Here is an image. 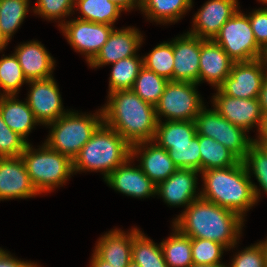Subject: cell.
<instances>
[{
    "label": "cell",
    "mask_w": 267,
    "mask_h": 267,
    "mask_svg": "<svg viewBox=\"0 0 267 267\" xmlns=\"http://www.w3.org/2000/svg\"><path fill=\"white\" fill-rule=\"evenodd\" d=\"M28 144L21 136L12 131L0 114V157H17Z\"/></svg>",
    "instance_id": "obj_39"
},
{
    "label": "cell",
    "mask_w": 267,
    "mask_h": 267,
    "mask_svg": "<svg viewBox=\"0 0 267 267\" xmlns=\"http://www.w3.org/2000/svg\"><path fill=\"white\" fill-rule=\"evenodd\" d=\"M258 101L260 103L261 111L264 114H267V77L262 83L261 90L258 94Z\"/></svg>",
    "instance_id": "obj_45"
},
{
    "label": "cell",
    "mask_w": 267,
    "mask_h": 267,
    "mask_svg": "<svg viewBox=\"0 0 267 267\" xmlns=\"http://www.w3.org/2000/svg\"><path fill=\"white\" fill-rule=\"evenodd\" d=\"M256 145L260 146L267 153V144H256Z\"/></svg>",
    "instance_id": "obj_51"
},
{
    "label": "cell",
    "mask_w": 267,
    "mask_h": 267,
    "mask_svg": "<svg viewBox=\"0 0 267 267\" xmlns=\"http://www.w3.org/2000/svg\"><path fill=\"white\" fill-rule=\"evenodd\" d=\"M190 267H227L224 264H211V265H197L193 264Z\"/></svg>",
    "instance_id": "obj_49"
},
{
    "label": "cell",
    "mask_w": 267,
    "mask_h": 267,
    "mask_svg": "<svg viewBox=\"0 0 267 267\" xmlns=\"http://www.w3.org/2000/svg\"><path fill=\"white\" fill-rule=\"evenodd\" d=\"M192 0H140V9L158 23H175L192 8Z\"/></svg>",
    "instance_id": "obj_25"
},
{
    "label": "cell",
    "mask_w": 267,
    "mask_h": 267,
    "mask_svg": "<svg viewBox=\"0 0 267 267\" xmlns=\"http://www.w3.org/2000/svg\"><path fill=\"white\" fill-rule=\"evenodd\" d=\"M264 250L265 253V266L267 267V239L265 241L259 242Z\"/></svg>",
    "instance_id": "obj_48"
},
{
    "label": "cell",
    "mask_w": 267,
    "mask_h": 267,
    "mask_svg": "<svg viewBox=\"0 0 267 267\" xmlns=\"http://www.w3.org/2000/svg\"><path fill=\"white\" fill-rule=\"evenodd\" d=\"M198 173L200 172L192 169H177L156 186V195H160L171 206L186 205L187 208L201 197L200 193L196 194Z\"/></svg>",
    "instance_id": "obj_18"
},
{
    "label": "cell",
    "mask_w": 267,
    "mask_h": 267,
    "mask_svg": "<svg viewBox=\"0 0 267 267\" xmlns=\"http://www.w3.org/2000/svg\"><path fill=\"white\" fill-rule=\"evenodd\" d=\"M21 157L30 181L39 195L50 192L59 185L63 186L73 174V161L51 149L46 143L37 150L28 143Z\"/></svg>",
    "instance_id": "obj_5"
},
{
    "label": "cell",
    "mask_w": 267,
    "mask_h": 267,
    "mask_svg": "<svg viewBox=\"0 0 267 267\" xmlns=\"http://www.w3.org/2000/svg\"><path fill=\"white\" fill-rule=\"evenodd\" d=\"M28 84L31 88L26 102L38 123L46 126L67 113L63 109L59 88L53 76L31 80Z\"/></svg>",
    "instance_id": "obj_12"
},
{
    "label": "cell",
    "mask_w": 267,
    "mask_h": 267,
    "mask_svg": "<svg viewBox=\"0 0 267 267\" xmlns=\"http://www.w3.org/2000/svg\"><path fill=\"white\" fill-rule=\"evenodd\" d=\"M173 229L174 233L160 243L164 260L169 267H190L193 265L191 238L176 227Z\"/></svg>",
    "instance_id": "obj_29"
},
{
    "label": "cell",
    "mask_w": 267,
    "mask_h": 267,
    "mask_svg": "<svg viewBox=\"0 0 267 267\" xmlns=\"http://www.w3.org/2000/svg\"><path fill=\"white\" fill-rule=\"evenodd\" d=\"M28 83L15 54L0 59V89L4 96L18 94L20 87Z\"/></svg>",
    "instance_id": "obj_35"
},
{
    "label": "cell",
    "mask_w": 267,
    "mask_h": 267,
    "mask_svg": "<svg viewBox=\"0 0 267 267\" xmlns=\"http://www.w3.org/2000/svg\"><path fill=\"white\" fill-rule=\"evenodd\" d=\"M4 97V94L0 93V100Z\"/></svg>",
    "instance_id": "obj_54"
},
{
    "label": "cell",
    "mask_w": 267,
    "mask_h": 267,
    "mask_svg": "<svg viewBox=\"0 0 267 267\" xmlns=\"http://www.w3.org/2000/svg\"><path fill=\"white\" fill-rule=\"evenodd\" d=\"M129 158L125 163L118 166L106 178L105 182L120 193L134 198H148L156 195V185L138 167L130 166Z\"/></svg>",
    "instance_id": "obj_19"
},
{
    "label": "cell",
    "mask_w": 267,
    "mask_h": 267,
    "mask_svg": "<svg viewBox=\"0 0 267 267\" xmlns=\"http://www.w3.org/2000/svg\"><path fill=\"white\" fill-rule=\"evenodd\" d=\"M69 44L77 52L84 54L89 63L108 41L113 31L112 25L73 19L59 24Z\"/></svg>",
    "instance_id": "obj_11"
},
{
    "label": "cell",
    "mask_w": 267,
    "mask_h": 267,
    "mask_svg": "<svg viewBox=\"0 0 267 267\" xmlns=\"http://www.w3.org/2000/svg\"><path fill=\"white\" fill-rule=\"evenodd\" d=\"M131 259L140 267H169L164 260L161 245H156L137 228H133Z\"/></svg>",
    "instance_id": "obj_28"
},
{
    "label": "cell",
    "mask_w": 267,
    "mask_h": 267,
    "mask_svg": "<svg viewBox=\"0 0 267 267\" xmlns=\"http://www.w3.org/2000/svg\"><path fill=\"white\" fill-rule=\"evenodd\" d=\"M201 38L185 33L173 40V81L199 84Z\"/></svg>",
    "instance_id": "obj_17"
},
{
    "label": "cell",
    "mask_w": 267,
    "mask_h": 267,
    "mask_svg": "<svg viewBox=\"0 0 267 267\" xmlns=\"http://www.w3.org/2000/svg\"><path fill=\"white\" fill-rule=\"evenodd\" d=\"M133 228L126 232L114 229L99 238L94 252L114 267H127L131 259Z\"/></svg>",
    "instance_id": "obj_23"
},
{
    "label": "cell",
    "mask_w": 267,
    "mask_h": 267,
    "mask_svg": "<svg viewBox=\"0 0 267 267\" xmlns=\"http://www.w3.org/2000/svg\"><path fill=\"white\" fill-rule=\"evenodd\" d=\"M143 36L136 28L113 29L108 41L98 54L88 63L93 68L113 64L119 60L135 56L143 42Z\"/></svg>",
    "instance_id": "obj_16"
},
{
    "label": "cell",
    "mask_w": 267,
    "mask_h": 267,
    "mask_svg": "<svg viewBox=\"0 0 267 267\" xmlns=\"http://www.w3.org/2000/svg\"><path fill=\"white\" fill-rule=\"evenodd\" d=\"M115 3L122 11H128L133 8L139 7L140 9V0H110Z\"/></svg>",
    "instance_id": "obj_46"
},
{
    "label": "cell",
    "mask_w": 267,
    "mask_h": 267,
    "mask_svg": "<svg viewBox=\"0 0 267 267\" xmlns=\"http://www.w3.org/2000/svg\"><path fill=\"white\" fill-rule=\"evenodd\" d=\"M197 135L195 121H158L153 141L166 149L171 144L191 143L192 138Z\"/></svg>",
    "instance_id": "obj_26"
},
{
    "label": "cell",
    "mask_w": 267,
    "mask_h": 267,
    "mask_svg": "<svg viewBox=\"0 0 267 267\" xmlns=\"http://www.w3.org/2000/svg\"><path fill=\"white\" fill-rule=\"evenodd\" d=\"M91 264L90 267H114L108 262L102 260L95 252L93 253V256L91 258Z\"/></svg>",
    "instance_id": "obj_47"
},
{
    "label": "cell",
    "mask_w": 267,
    "mask_h": 267,
    "mask_svg": "<svg viewBox=\"0 0 267 267\" xmlns=\"http://www.w3.org/2000/svg\"><path fill=\"white\" fill-rule=\"evenodd\" d=\"M111 65L113 67L109 79V93L117 90L132 89L138 73L143 67V59L135 55Z\"/></svg>",
    "instance_id": "obj_32"
},
{
    "label": "cell",
    "mask_w": 267,
    "mask_h": 267,
    "mask_svg": "<svg viewBox=\"0 0 267 267\" xmlns=\"http://www.w3.org/2000/svg\"><path fill=\"white\" fill-rule=\"evenodd\" d=\"M224 250H226V248L220 243L207 239L191 238V255L193 264H223L220 262V258L222 257Z\"/></svg>",
    "instance_id": "obj_37"
},
{
    "label": "cell",
    "mask_w": 267,
    "mask_h": 267,
    "mask_svg": "<svg viewBox=\"0 0 267 267\" xmlns=\"http://www.w3.org/2000/svg\"><path fill=\"white\" fill-rule=\"evenodd\" d=\"M143 66L168 81H173V40L157 45L148 55L142 57Z\"/></svg>",
    "instance_id": "obj_34"
},
{
    "label": "cell",
    "mask_w": 267,
    "mask_h": 267,
    "mask_svg": "<svg viewBox=\"0 0 267 267\" xmlns=\"http://www.w3.org/2000/svg\"><path fill=\"white\" fill-rule=\"evenodd\" d=\"M8 45V43L2 38L1 33H0V51L5 49V47Z\"/></svg>",
    "instance_id": "obj_50"
},
{
    "label": "cell",
    "mask_w": 267,
    "mask_h": 267,
    "mask_svg": "<svg viewBox=\"0 0 267 267\" xmlns=\"http://www.w3.org/2000/svg\"><path fill=\"white\" fill-rule=\"evenodd\" d=\"M243 222L237 213L200 197L172 223L190 238L211 240L230 250L238 243Z\"/></svg>",
    "instance_id": "obj_1"
},
{
    "label": "cell",
    "mask_w": 267,
    "mask_h": 267,
    "mask_svg": "<svg viewBox=\"0 0 267 267\" xmlns=\"http://www.w3.org/2000/svg\"><path fill=\"white\" fill-rule=\"evenodd\" d=\"M258 132V140L253 139L254 144H267V114L263 115Z\"/></svg>",
    "instance_id": "obj_44"
},
{
    "label": "cell",
    "mask_w": 267,
    "mask_h": 267,
    "mask_svg": "<svg viewBox=\"0 0 267 267\" xmlns=\"http://www.w3.org/2000/svg\"><path fill=\"white\" fill-rule=\"evenodd\" d=\"M15 97L4 96L0 100V114L8 127L27 142L26 136L39 123L27 102L18 101Z\"/></svg>",
    "instance_id": "obj_24"
},
{
    "label": "cell",
    "mask_w": 267,
    "mask_h": 267,
    "mask_svg": "<svg viewBox=\"0 0 267 267\" xmlns=\"http://www.w3.org/2000/svg\"><path fill=\"white\" fill-rule=\"evenodd\" d=\"M233 63L220 45L213 40L201 39L199 83L206 80L218 88L230 75Z\"/></svg>",
    "instance_id": "obj_21"
},
{
    "label": "cell",
    "mask_w": 267,
    "mask_h": 267,
    "mask_svg": "<svg viewBox=\"0 0 267 267\" xmlns=\"http://www.w3.org/2000/svg\"><path fill=\"white\" fill-rule=\"evenodd\" d=\"M266 77L267 61L265 57L251 61L234 62L230 75L218 89L229 97L258 98Z\"/></svg>",
    "instance_id": "obj_10"
},
{
    "label": "cell",
    "mask_w": 267,
    "mask_h": 267,
    "mask_svg": "<svg viewBox=\"0 0 267 267\" xmlns=\"http://www.w3.org/2000/svg\"><path fill=\"white\" fill-rule=\"evenodd\" d=\"M75 0H37L33 12L47 20H56L74 12Z\"/></svg>",
    "instance_id": "obj_40"
},
{
    "label": "cell",
    "mask_w": 267,
    "mask_h": 267,
    "mask_svg": "<svg viewBox=\"0 0 267 267\" xmlns=\"http://www.w3.org/2000/svg\"><path fill=\"white\" fill-rule=\"evenodd\" d=\"M214 109L230 123L247 132L255 125L259 129L263 113L257 98H235L223 94L218 88L213 96Z\"/></svg>",
    "instance_id": "obj_13"
},
{
    "label": "cell",
    "mask_w": 267,
    "mask_h": 267,
    "mask_svg": "<svg viewBox=\"0 0 267 267\" xmlns=\"http://www.w3.org/2000/svg\"><path fill=\"white\" fill-rule=\"evenodd\" d=\"M0 267H39L35 263L24 262L14 258L6 250L0 251Z\"/></svg>",
    "instance_id": "obj_43"
},
{
    "label": "cell",
    "mask_w": 267,
    "mask_h": 267,
    "mask_svg": "<svg viewBox=\"0 0 267 267\" xmlns=\"http://www.w3.org/2000/svg\"><path fill=\"white\" fill-rule=\"evenodd\" d=\"M196 132L223 144L241 161L246 157L253 139L246 135V130L230 123L215 109L204 107L195 117Z\"/></svg>",
    "instance_id": "obj_9"
},
{
    "label": "cell",
    "mask_w": 267,
    "mask_h": 267,
    "mask_svg": "<svg viewBox=\"0 0 267 267\" xmlns=\"http://www.w3.org/2000/svg\"><path fill=\"white\" fill-rule=\"evenodd\" d=\"M38 195L21 156L0 157V200Z\"/></svg>",
    "instance_id": "obj_15"
},
{
    "label": "cell",
    "mask_w": 267,
    "mask_h": 267,
    "mask_svg": "<svg viewBox=\"0 0 267 267\" xmlns=\"http://www.w3.org/2000/svg\"><path fill=\"white\" fill-rule=\"evenodd\" d=\"M213 41L223 48L233 62L264 58L266 54L255 40L249 17L239 9L222 25Z\"/></svg>",
    "instance_id": "obj_7"
},
{
    "label": "cell",
    "mask_w": 267,
    "mask_h": 267,
    "mask_svg": "<svg viewBox=\"0 0 267 267\" xmlns=\"http://www.w3.org/2000/svg\"><path fill=\"white\" fill-rule=\"evenodd\" d=\"M204 180L201 198L225 207L243 218L260 196L246 167L240 161L237 165L225 168H213L200 172Z\"/></svg>",
    "instance_id": "obj_3"
},
{
    "label": "cell",
    "mask_w": 267,
    "mask_h": 267,
    "mask_svg": "<svg viewBox=\"0 0 267 267\" xmlns=\"http://www.w3.org/2000/svg\"><path fill=\"white\" fill-rule=\"evenodd\" d=\"M260 2H262V4H266L267 5V0H258Z\"/></svg>",
    "instance_id": "obj_53"
},
{
    "label": "cell",
    "mask_w": 267,
    "mask_h": 267,
    "mask_svg": "<svg viewBox=\"0 0 267 267\" xmlns=\"http://www.w3.org/2000/svg\"><path fill=\"white\" fill-rule=\"evenodd\" d=\"M201 172L213 168H225L237 165L241 160L223 144L199 135Z\"/></svg>",
    "instance_id": "obj_27"
},
{
    "label": "cell",
    "mask_w": 267,
    "mask_h": 267,
    "mask_svg": "<svg viewBox=\"0 0 267 267\" xmlns=\"http://www.w3.org/2000/svg\"><path fill=\"white\" fill-rule=\"evenodd\" d=\"M168 82L167 79L158 76L155 72L143 66L138 73L132 90L143 101L155 106L159 102Z\"/></svg>",
    "instance_id": "obj_33"
},
{
    "label": "cell",
    "mask_w": 267,
    "mask_h": 267,
    "mask_svg": "<svg viewBox=\"0 0 267 267\" xmlns=\"http://www.w3.org/2000/svg\"><path fill=\"white\" fill-rule=\"evenodd\" d=\"M127 267H140V266L131 261Z\"/></svg>",
    "instance_id": "obj_52"
},
{
    "label": "cell",
    "mask_w": 267,
    "mask_h": 267,
    "mask_svg": "<svg viewBox=\"0 0 267 267\" xmlns=\"http://www.w3.org/2000/svg\"><path fill=\"white\" fill-rule=\"evenodd\" d=\"M168 153L178 169H192L201 172L199 134L192 138L191 143L171 144Z\"/></svg>",
    "instance_id": "obj_36"
},
{
    "label": "cell",
    "mask_w": 267,
    "mask_h": 267,
    "mask_svg": "<svg viewBox=\"0 0 267 267\" xmlns=\"http://www.w3.org/2000/svg\"><path fill=\"white\" fill-rule=\"evenodd\" d=\"M242 162L248 175L251 177L252 171L262 190L267 193V153L260 146L253 144Z\"/></svg>",
    "instance_id": "obj_38"
},
{
    "label": "cell",
    "mask_w": 267,
    "mask_h": 267,
    "mask_svg": "<svg viewBox=\"0 0 267 267\" xmlns=\"http://www.w3.org/2000/svg\"><path fill=\"white\" fill-rule=\"evenodd\" d=\"M154 143V141H146L131 145V157L141 156L139 167L157 186L172 175L178 168L170 158L168 151Z\"/></svg>",
    "instance_id": "obj_20"
},
{
    "label": "cell",
    "mask_w": 267,
    "mask_h": 267,
    "mask_svg": "<svg viewBox=\"0 0 267 267\" xmlns=\"http://www.w3.org/2000/svg\"><path fill=\"white\" fill-rule=\"evenodd\" d=\"M227 267H266L265 253L260 243L251 245L238 252Z\"/></svg>",
    "instance_id": "obj_41"
},
{
    "label": "cell",
    "mask_w": 267,
    "mask_h": 267,
    "mask_svg": "<svg viewBox=\"0 0 267 267\" xmlns=\"http://www.w3.org/2000/svg\"><path fill=\"white\" fill-rule=\"evenodd\" d=\"M198 84L192 82L169 81L155 105L157 120L164 116L167 121H194L197 114L205 107Z\"/></svg>",
    "instance_id": "obj_8"
},
{
    "label": "cell",
    "mask_w": 267,
    "mask_h": 267,
    "mask_svg": "<svg viewBox=\"0 0 267 267\" xmlns=\"http://www.w3.org/2000/svg\"><path fill=\"white\" fill-rule=\"evenodd\" d=\"M237 0H208L194 15L190 35L213 40L223 24L238 10Z\"/></svg>",
    "instance_id": "obj_14"
},
{
    "label": "cell",
    "mask_w": 267,
    "mask_h": 267,
    "mask_svg": "<svg viewBox=\"0 0 267 267\" xmlns=\"http://www.w3.org/2000/svg\"><path fill=\"white\" fill-rule=\"evenodd\" d=\"M29 0H0V33L8 43L29 11Z\"/></svg>",
    "instance_id": "obj_31"
},
{
    "label": "cell",
    "mask_w": 267,
    "mask_h": 267,
    "mask_svg": "<svg viewBox=\"0 0 267 267\" xmlns=\"http://www.w3.org/2000/svg\"><path fill=\"white\" fill-rule=\"evenodd\" d=\"M248 17L257 44L267 52V8H259Z\"/></svg>",
    "instance_id": "obj_42"
},
{
    "label": "cell",
    "mask_w": 267,
    "mask_h": 267,
    "mask_svg": "<svg viewBox=\"0 0 267 267\" xmlns=\"http://www.w3.org/2000/svg\"><path fill=\"white\" fill-rule=\"evenodd\" d=\"M131 158V145L115 130L102 123L73 159V173L100 171L105 179Z\"/></svg>",
    "instance_id": "obj_4"
},
{
    "label": "cell",
    "mask_w": 267,
    "mask_h": 267,
    "mask_svg": "<svg viewBox=\"0 0 267 267\" xmlns=\"http://www.w3.org/2000/svg\"><path fill=\"white\" fill-rule=\"evenodd\" d=\"M82 17L77 19L101 24L112 25L119 18L122 10L110 0H75Z\"/></svg>",
    "instance_id": "obj_30"
},
{
    "label": "cell",
    "mask_w": 267,
    "mask_h": 267,
    "mask_svg": "<svg viewBox=\"0 0 267 267\" xmlns=\"http://www.w3.org/2000/svg\"><path fill=\"white\" fill-rule=\"evenodd\" d=\"M14 54L27 81L52 77L55 60L41 42L30 41L20 44Z\"/></svg>",
    "instance_id": "obj_22"
},
{
    "label": "cell",
    "mask_w": 267,
    "mask_h": 267,
    "mask_svg": "<svg viewBox=\"0 0 267 267\" xmlns=\"http://www.w3.org/2000/svg\"><path fill=\"white\" fill-rule=\"evenodd\" d=\"M108 98L102 108L106 126L130 145L153 141L158 123L154 105L143 101L132 89L111 92Z\"/></svg>",
    "instance_id": "obj_2"
},
{
    "label": "cell",
    "mask_w": 267,
    "mask_h": 267,
    "mask_svg": "<svg viewBox=\"0 0 267 267\" xmlns=\"http://www.w3.org/2000/svg\"><path fill=\"white\" fill-rule=\"evenodd\" d=\"M102 123V109L93 115H79L67 110L65 115L48 124L52 128L45 143L73 161Z\"/></svg>",
    "instance_id": "obj_6"
}]
</instances>
